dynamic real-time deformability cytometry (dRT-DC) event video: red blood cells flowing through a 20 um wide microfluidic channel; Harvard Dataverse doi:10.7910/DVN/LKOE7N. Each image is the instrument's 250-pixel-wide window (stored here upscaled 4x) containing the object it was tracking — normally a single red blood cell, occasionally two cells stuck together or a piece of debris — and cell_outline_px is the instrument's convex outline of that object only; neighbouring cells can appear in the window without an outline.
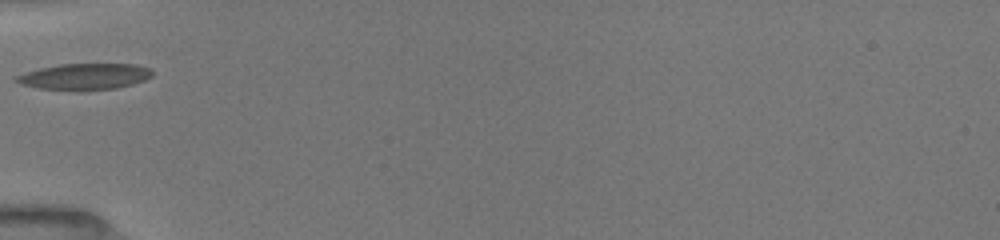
{"species": "common noctule bat (a hibernating species)", "species_latin": "Nyctalus noctula", "temperature_condition": "room temperature", "stored_images_in_passage": 34, "camera_frame_rate_fps": 3000, "um_per_image_px": 0.085, "animal": {"sex": "female", "body_mass_g": 19.5, "forearm_length_mm": 54.1}, "frame": {"image": 1, "passage_image": 1, "time_ms": 0.0, "image_size_px": [1000, 240], "cell_outline_px": [[152, 76], [144, 80], [132, 84], [116, 88], [80, 92], [36, 88], [20, 84], [12, 80], [16, 76], [40, 68], [60, 64], [136, 64], [152, 68]], "centroid_in_image_um": [7.18, 6.53], "position_along_channel_um": 77.8, "area_um2": 21.21}}
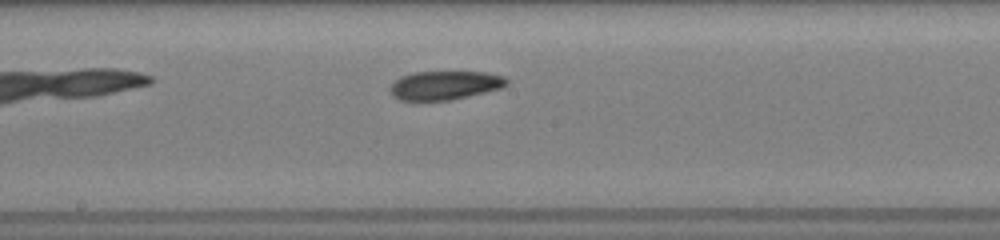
{"frame": {"image": 2, "passage_image": 11, "time_ms": 3.333, "image_size_px": [1000, 240], "cell_outline_px": [[508, 84], [504, 88], [452, 100], [400, 100], [392, 96], [388, 88], [400, 76], [412, 72], [484, 72], [504, 76], [508, 80]], "centroid_in_image_um": [37.82, 7.25], "position_along_channel_um": 210.4, "area_um2": 19.77}}
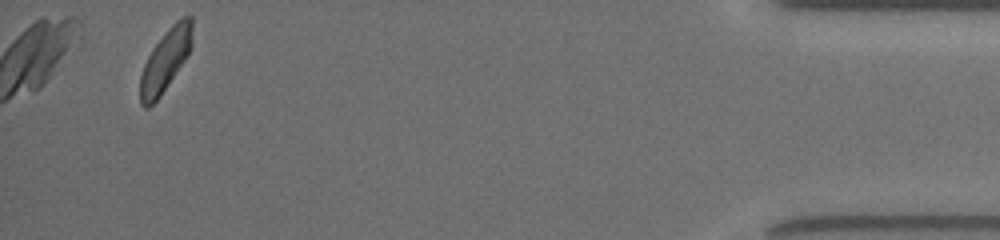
{"frame": {"image": 3, "passage_image": 32, "time_ms": 10.333, "image_size_px": [1000, 240], "cell_outline_px": [[192, 44], [184, 60], [160, 96], [148, 108], [144, 108], [140, 104], [140, 76], [144, 64], [152, 48], [168, 28], [176, 20], [184, 16], [192, 16]], "centroid_in_image_um": [14.04, 5.12], "position_along_channel_um": 421.2, "area_um2": 18.55}, "authors_computed_cell_mechanics": {"area_um2": 19.7676, "velocity_mm_per_s": 3.9727, "shape_relaxation_time_tau1_ms": 2.616, "shape_relaxation_time_tau2_ms": 3.5251, "deformation_change_tau1": 0.1082, "deformation_change_tau2": 0.0955}}